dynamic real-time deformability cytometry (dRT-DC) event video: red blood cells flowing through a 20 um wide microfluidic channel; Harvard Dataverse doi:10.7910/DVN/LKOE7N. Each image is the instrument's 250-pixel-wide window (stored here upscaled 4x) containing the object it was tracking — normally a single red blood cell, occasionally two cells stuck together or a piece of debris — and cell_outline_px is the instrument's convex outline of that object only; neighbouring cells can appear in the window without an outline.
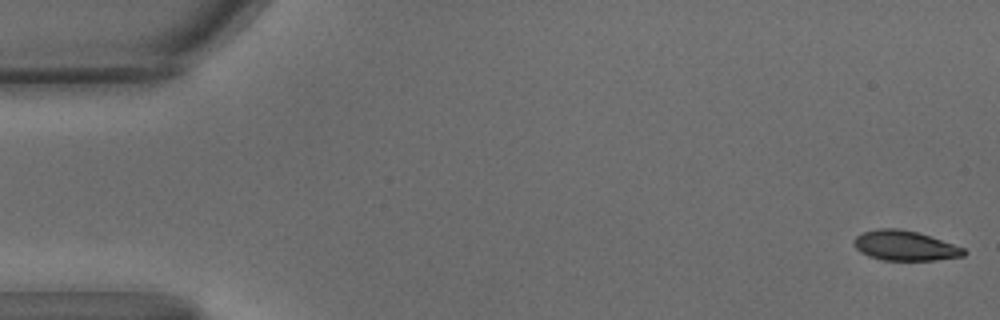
{"species": "common noctule bat (a hibernating species)", "species_latin": "Nyctalus noctula", "temperature_condition": "warm", "stored_images_in_passage": 58, "camera_frame_rate_fps": 3000, "um_per_image_px": 0.085, "animal": {"sex": "male", "body_mass_g": 15.6}, "frame": {"image": 1, "passage_image": 1, "time_ms": 0.0, "image_size_px": [1000, 320], "cell_outline_px": [[968, 252], [964, 256], [936, 260], [884, 260], [868, 256], [860, 252], [852, 244], [852, 240], [856, 236], [864, 232], [880, 228], [900, 228], [916, 232], [964, 248]], "centroid_in_image_um": [76.88, 20.89], "position_along_channel_um": 8.1, "area_um2": 19.07}}
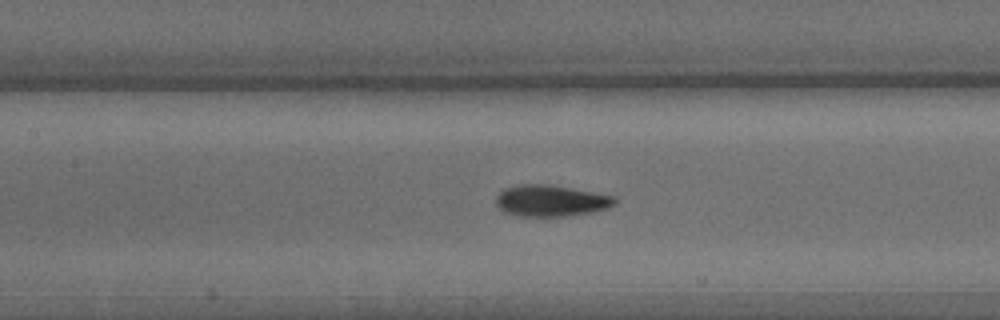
{"frame": {"image": 2, "passage_image": 26, "time_ms": 8.333, "image_size_px": [1000, 320], "cell_outline_px": [[616, 204], [608, 208], [592, 212], [564, 216], [516, 216], [504, 212], [496, 204], [496, 196], [504, 188], [520, 184], [548, 184], [572, 188], [616, 196]], "centroid_in_image_um": [46.83, 17.06], "position_along_channel_um": 160.6, "area_um2": 21.85}}
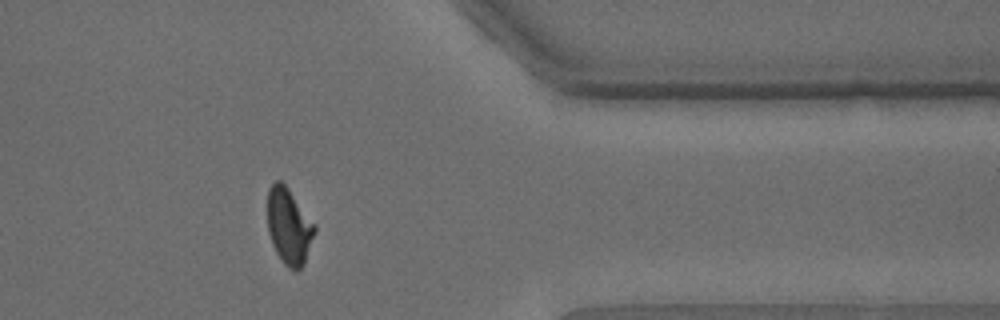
{"frame": {"image": 3, "passage_image": 47, "time_ms": 15.333, "image_size_px": [1000, 320], "cell_outline_px": [[316, 232], [304, 264], [296, 272], [288, 268], [280, 260], [272, 244], [268, 232], [268, 188], [276, 180], [280, 180], [288, 188], [316, 224]], "centroid_in_image_um": [24.58, 19.26], "position_along_channel_um": 386.8, "area_um2": 21.15}, "authors_computed_cell_mechanics": {"area_um2": 21.1259, "velocity_mm_per_s": 3.4778, "shape_relaxation_time_tau1_ms": 3.0769, "shape_relaxation_time_tau2_ms": 1.2584, "deformation_change_tau1": 0.157, "deformation_change_tau2": 0.0695}}